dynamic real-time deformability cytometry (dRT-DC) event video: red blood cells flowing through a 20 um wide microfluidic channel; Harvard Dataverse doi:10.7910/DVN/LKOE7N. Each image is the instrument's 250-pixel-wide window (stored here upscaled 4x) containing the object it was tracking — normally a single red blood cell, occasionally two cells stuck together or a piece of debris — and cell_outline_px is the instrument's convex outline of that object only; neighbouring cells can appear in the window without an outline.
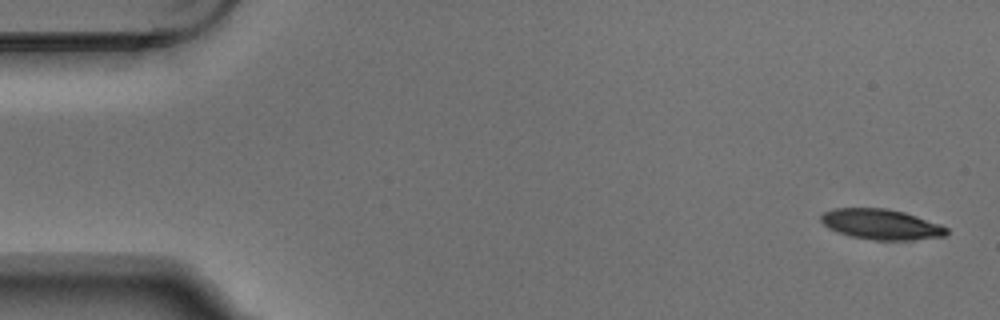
{"species": "Egyptian fruit bat (a non-hibernating species)", "species_latin": "Rousettus aegyptiacus", "temperature_condition": "warm", "stored_images_in_passage": 4, "camera_frame_rate_fps": 3000, "um_per_image_px": 0.085, "animal": {"sex": "male"}, "frame": {"image": 1, "passage_image": 1, "time_ms": 0.0, "image_size_px": [1000, 320], "cell_outline_px": [[948, 232], [944, 236], [912, 240], [872, 240], [848, 236], [836, 232], [828, 228], [820, 220], [820, 216], [824, 212], [836, 208], [888, 208], [904, 212], [940, 224], [948, 228]], "centroid_in_image_um": [74.88, 19.07], "position_along_channel_um": 10.1, "area_um2": 22.37}}